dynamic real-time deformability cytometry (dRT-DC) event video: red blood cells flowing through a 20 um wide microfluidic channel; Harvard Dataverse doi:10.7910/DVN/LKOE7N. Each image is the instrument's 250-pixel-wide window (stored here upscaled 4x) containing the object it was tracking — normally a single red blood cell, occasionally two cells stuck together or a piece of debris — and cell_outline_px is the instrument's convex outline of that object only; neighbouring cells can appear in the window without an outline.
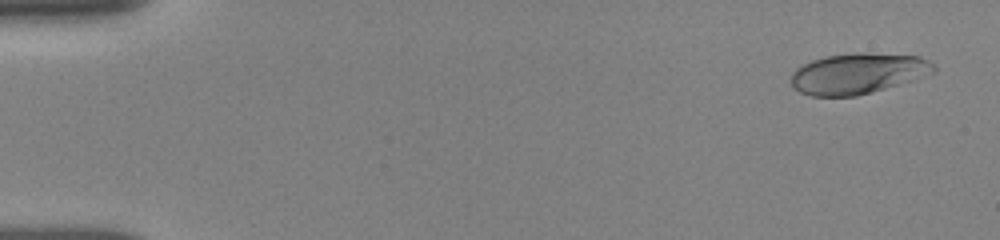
{"species": "human", "species_latin": "Homo sapiens", "temperature_condition": "room temperature", "stored_images_in_passage": 51, "camera_frame_rate_fps": 3000, "um_per_image_px": 0.085, "donor": {"sex": "female"}, "frame": {"image": 1, "passage_image": 2, "time_ms": 0.667, "image_size_px": [1000, 240], "cell_outline_px": [[936, 72], [872, 92], [856, 96], [812, 96], [800, 92], [792, 84], [792, 72], [796, 68], [812, 60], [824, 56], [856, 52], [868, 52], [920, 56], [928, 60], [936, 68]], "centroid_in_image_um": [72.92, 6.23], "position_along_channel_um": 12.1, "area_um2": 33.76}}
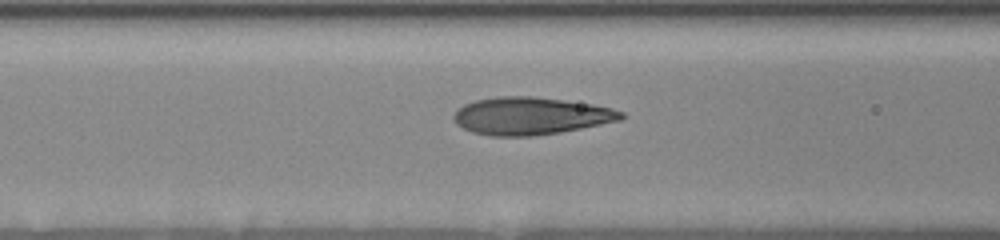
{"frame": {"image": 2, "passage_image": 29, "time_ms": 7.0, "image_size_px": [1000, 240], "cell_outline_px": [[624, 116], [620, 120], [560, 132], [532, 136], [492, 136], [472, 132], [456, 124], [452, 120], [452, 116], [464, 104], [476, 100], [500, 96], [532, 96], [592, 104], [612, 108], [624, 112]], "centroid_in_image_um": [45.08, 9.85], "position_along_channel_um": 121.5, "area_um2": 36.36}}
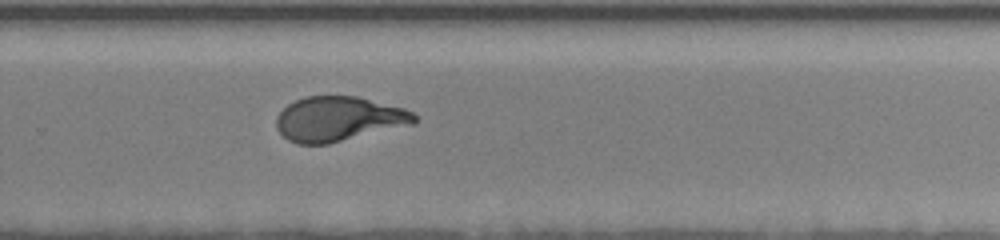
{"frame": {"image": 3, "passage_image": 51, "time_ms": 11.667, "image_size_px": [1000, 240], "cell_outline_px": [[416, 120], [412, 124], [328, 144], [296, 144], [288, 140], [276, 128], [276, 116], [288, 104], [304, 96], [356, 96], [404, 108], [412, 112], [416, 116]], "centroid_in_image_um": [28.74, 10.11], "position_along_channel_um": 301.1, "area_um2": 35.78}}